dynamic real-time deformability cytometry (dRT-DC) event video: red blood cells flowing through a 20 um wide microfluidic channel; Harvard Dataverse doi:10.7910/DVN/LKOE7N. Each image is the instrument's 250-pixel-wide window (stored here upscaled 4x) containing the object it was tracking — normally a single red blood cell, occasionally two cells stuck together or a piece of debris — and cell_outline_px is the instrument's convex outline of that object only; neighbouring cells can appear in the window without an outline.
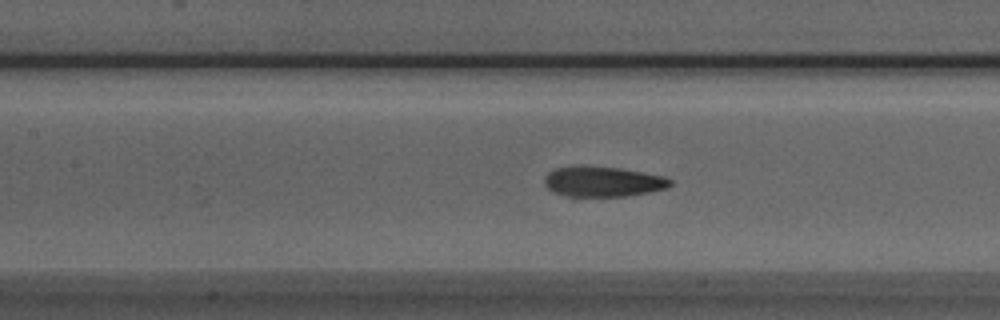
{"species": "Egyptian fruit bat (a non-hibernating species)", "species_latin": "Rousettus aegyptiacus", "temperature_condition": "room temperature", "stored_images_in_passage": 37, "segment_of_instrument_passage": [1, 2], "camera_frame_rate_fps": 3000, "um_per_image_px": 0.085, "animal": {"sex": "male"}, "frame": {"image": 1, "passage_image": 7, "time_ms": 2.0, "image_size_px": [1000, 320], "cell_outline_px": [[672, 184], [668, 188], [648, 192], [624, 196], [576, 200], [556, 192], [548, 188], [544, 184], [544, 176], [548, 172], [556, 168], [620, 168], [664, 176], [672, 180]], "centroid_in_image_um": [51.24, 15.51], "position_along_channel_um": 156.2, "area_um2": 22.31}}
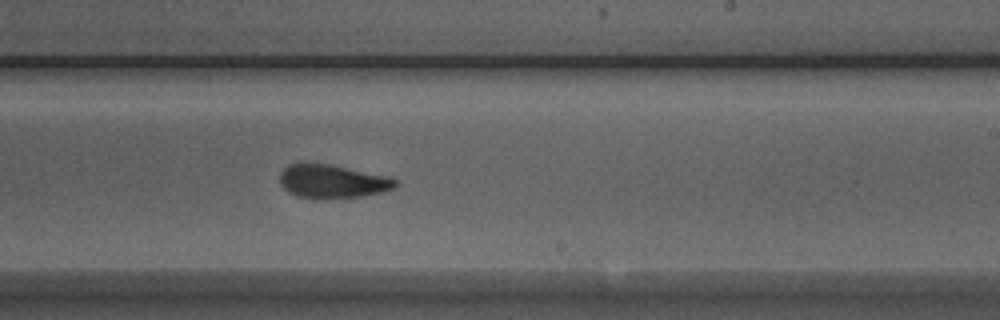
{"frame": {"image": 2, "passage_image": 15, "time_ms": 4.667, "image_size_px": [1000, 320], "cell_outline_px": [[400, 184], [396, 188], [348, 200], [344, 200], [296, 196], [288, 192], [280, 184], [280, 172], [288, 164], [300, 160], [328, 164], [392, 176]], "centroid_in_image_um": [28.27, 15.4], "position_along_channel_um": 260.7, "area_um2": 23.64}}
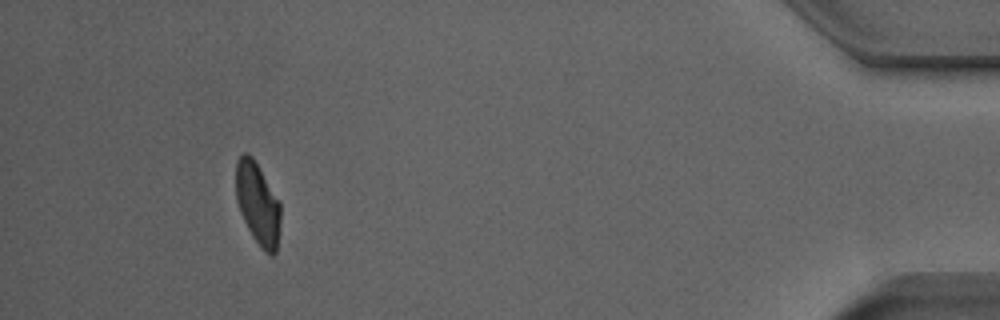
{"frame": {"image": 3, "passage_image": 32, "time_ms": 10.333, "image_size_px": [1000, 320], "cell_outline_px": [[280, 224], [276, 252], [272, 256], [264, 252], [260, 248], [252, 236], [240, 212], [236, 200], [236, 160], [244, 152], [248, 152], [252, 156], [280, 200]], "centroid_in_image_um": [21.91, 17.31], "position_along_channel_um": 413.3, "area_um2": 21.62}}